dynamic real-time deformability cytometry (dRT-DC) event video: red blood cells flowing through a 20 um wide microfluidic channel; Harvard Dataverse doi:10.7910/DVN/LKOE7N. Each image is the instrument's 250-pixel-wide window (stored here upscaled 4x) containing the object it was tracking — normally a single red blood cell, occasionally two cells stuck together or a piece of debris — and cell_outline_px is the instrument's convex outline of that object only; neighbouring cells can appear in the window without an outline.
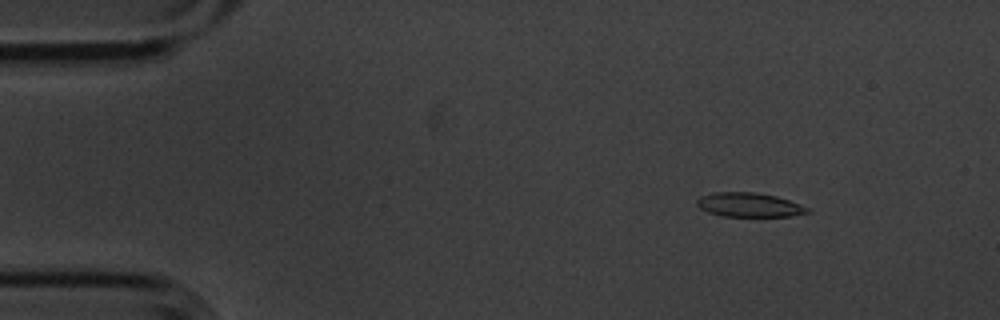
{"species": "common noctule bat (a hibernating species)", "species_latin": "Nyctalus noctula", "temperature_condition": "cold", "stored_images_in_passage": 6, "camera_frame_rate_fps": 3000, "um_per_image_px": 0.085, "animal": {"sex": "male", "body_mass_g": 20.1, "forearm_length_mm": 53.5}, "frame": {"image": 1, "passage_image": 2, "time_ms": 0.333, "image_size_px": [1000, 320], "cell_outline_px": [[812, 212], [792, 216], [724, 216], [708, 212], [700, 208], [696, 204], [696, 200], [700, 196], [712, 192], [756, 192], [776, 196], [800, 204], [808, 208]], "centroid_in_image_um": [63.67, 17.41], "position_along_channel_um": 21.3, "area_um2": 15.61}}
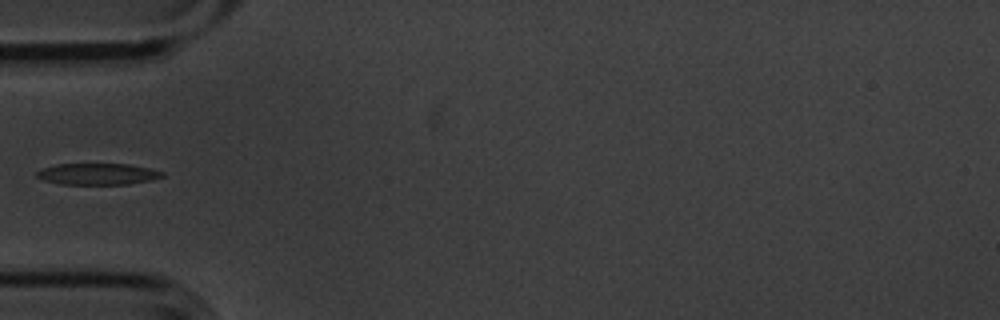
{"frame": {"image": 2, "passage_image": 5, "time_ms": 1.333, "image_size_px": [1000, 320], "cell_outline_px": [[164, 176], [152, 180], [128, 184], [60, 184], [44, 180], [36, 176], [36, 172], [40, 168], [56, 164], [128, 164], [152, 168], [164, 172]], "centroid_in_image_um": [8.31, 14.78], "position_along_channel_um": 76.7, "area_um2": 15.78}}
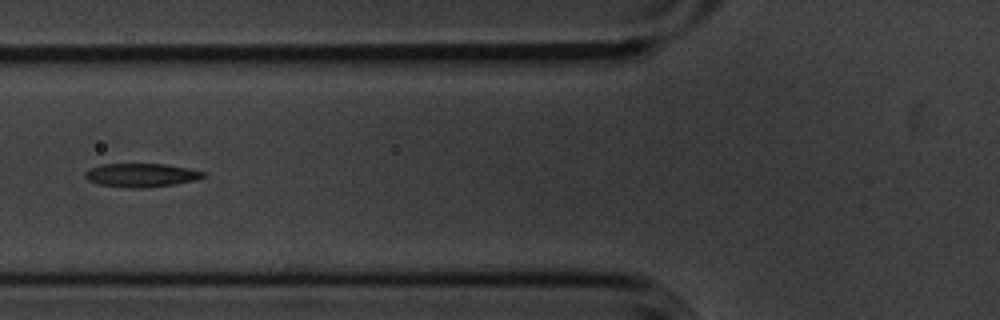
{"frame": {"image": 3, "passage_image": 6, "time_ms": 1.667, "image_size_px": [1000, 320], "cell_outline_px": [[204, 176], [196, 180], [172, 184], [144, 188], [128, 188], [100, 184], [88, 180], [84, 176], [84, 172], [88, 168], [100, 164], [164, 164], [188, 168], [204, 172]], "centroid_in_image_um": [11.95, 14.88], "position_along_channel_um": 113.9, "area_um2": 16.18}}